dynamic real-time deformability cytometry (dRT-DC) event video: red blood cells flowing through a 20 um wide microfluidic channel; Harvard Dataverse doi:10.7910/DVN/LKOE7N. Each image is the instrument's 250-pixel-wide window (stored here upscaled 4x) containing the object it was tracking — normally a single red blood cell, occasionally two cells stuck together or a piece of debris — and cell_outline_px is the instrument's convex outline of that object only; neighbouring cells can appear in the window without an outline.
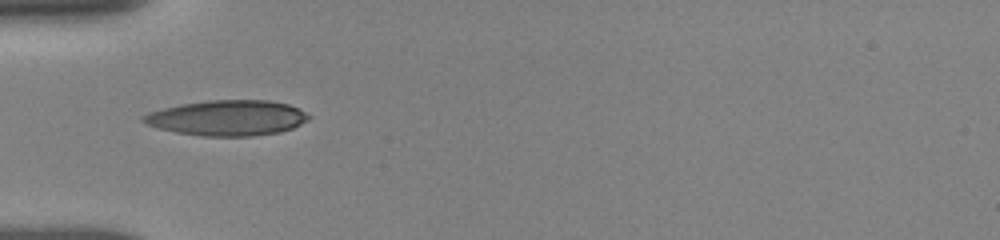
{"species": "human", "species_latin": "Homo sapiens", "temperature_condition": "room temperature", "stored_images_in_passage": 7, "camera_frame_rate_fps": 3000, "um_per_image_px": 0.085, "donor": {"sex": "female"}, "frame": {"image": 1, "passage_image": 1, "time_ms": 0.0, "image_size_px": [1000, 240], "cell_outline_px": [[312, 116], [308, 120], [292, 128], [280, 132], [252, 136], [204, 136], [176, 132], [156, 128], [144, 124], [140, 120], [140, 116], [148, 112], [180, 104], [208, 100], [268, 100], [288, 104]], "centroid_in_image_um": [19.27, 10.02], "position_along_channel_um": 65.7, "area_um2": 34.28}}
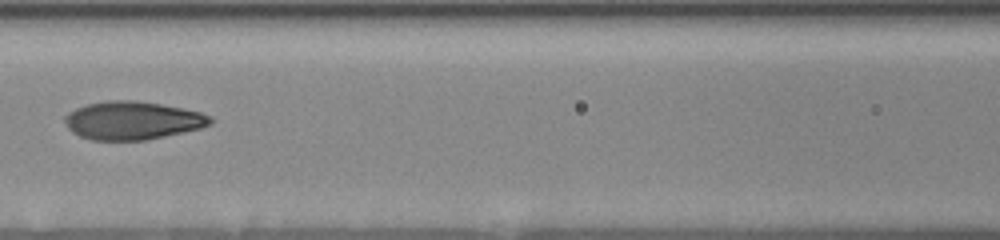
{"frame": {"image": 2, "passage_image": 4, "time_ms": 2.333, "image_size_px": [1000, 240], "cell_outline_px": [[212, 124], [200, 128], [164, 136], [144, 140], [92, 140], [80, 136], [72, 132], [68, 128], [64, 120], [64, 116], [68, 112], [76, 108], [88, 104], [108, 100], [132, 100], [160, 104], [200, 112], [212, 116]], "centroid_in_image_um": [11.24, 10.24], "position_along_channel_um": 155.4, "area_um2": 32.19}}
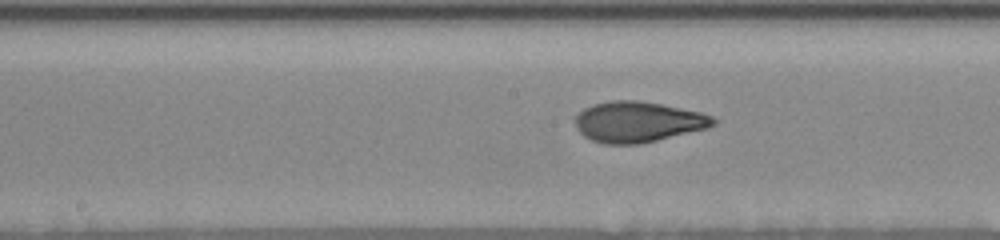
{"frame": {"image": 3, "passage_image": 6, "time_ms": 3.333, "image_size_px": [1000, 240], "cell_outline_px": [[716, 124], [708, 128], [640, 144], [604, 144], [592, 140], [584, 136], [576, 128], [572, 116], [584, 108], [592, 104], [612, 100], [636, 100], [660, 104], [700, 112], [712, 116], [716, 120]], "centroid_in_image_um": [54.17, 10.36], "position_along_channel_um": 194.0, "area_um2": 32.89}}